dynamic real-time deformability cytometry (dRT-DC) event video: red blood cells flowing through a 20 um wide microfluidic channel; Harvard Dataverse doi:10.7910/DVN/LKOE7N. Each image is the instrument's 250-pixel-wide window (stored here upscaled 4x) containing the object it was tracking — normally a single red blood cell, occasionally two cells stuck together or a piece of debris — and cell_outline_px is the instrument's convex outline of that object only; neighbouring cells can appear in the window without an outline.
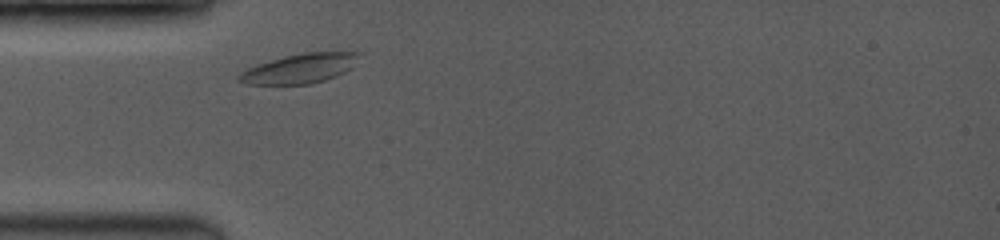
{"species": "common noctule bat (a hibernating species)", "species_latin": "Nyctalus noctula", "temperature_condition": "room temperature", "stored_images_in_passage": 49, "camera_frame_rate_fps": 3500, "um_per_image_px": 0.085, "animal": {"sex": "female", "body_mass_g": 19.0, "forearm_length_mm": 53.3}, "frame": {"image": 1, "passage_image": 1, "time_ms": 0.0, "image_size_px": [1000, 240], "cell_outline_px": [[364, 52], [352, 68], [336, 76], [324, 80], [308, 84], [248, 84], [236, 80], [236, 76], [240, 72], [248, 68], [284, 56], [300, 52]], "centroid_in_image_um": [25.52, 5.81], "position_along_channel_um": 59.5, "area_um2": 20.69}}
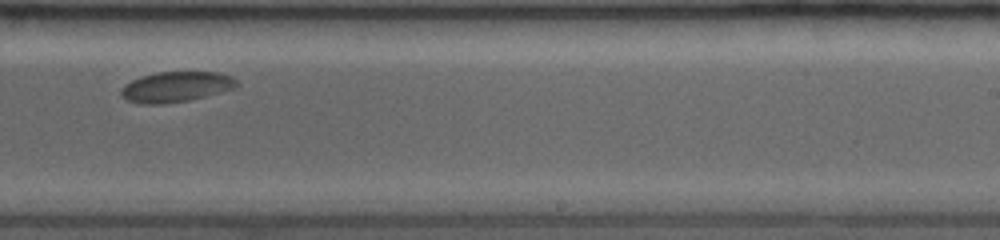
{"frame": {"image": 2, "passage_image": 30, "time_ms": 5.714, "image_size_px": [1000, 240], "cell_outline_px": [[236, 88], [188, 100], [164, 104], [140, 104], [128, 100], [120, 92], [120, 88], [124, 84], [140, 76], [156, 72], [220, 72], [232, 76], [236, 80]], "centroid_in_image_um": [14.94, 7.37], "position_along_channel_um": 274.1, "area_um2": 20.46}}
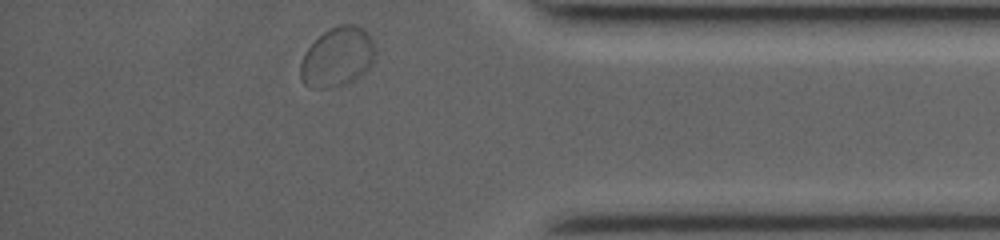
{"frame": {"image": 3, "passage_image": 48, "time_ms": 9.429, "image_size_px": [1000, 240], "cell_outline_px": [[376, 56], [372, 64], [356, 80], [348, 84], [328, 88], [308, 88], [304, 84], [300, 76], [300, 64], [304, 52], [328, 28], [340, 24], [356, 24], [364, 28], [368, 32], [372, 40], [376, 52]], "centroid_in_image_um": [28.69, 4.85], "position_along_channel_um": 406.5, "area_um2": 26.36}}